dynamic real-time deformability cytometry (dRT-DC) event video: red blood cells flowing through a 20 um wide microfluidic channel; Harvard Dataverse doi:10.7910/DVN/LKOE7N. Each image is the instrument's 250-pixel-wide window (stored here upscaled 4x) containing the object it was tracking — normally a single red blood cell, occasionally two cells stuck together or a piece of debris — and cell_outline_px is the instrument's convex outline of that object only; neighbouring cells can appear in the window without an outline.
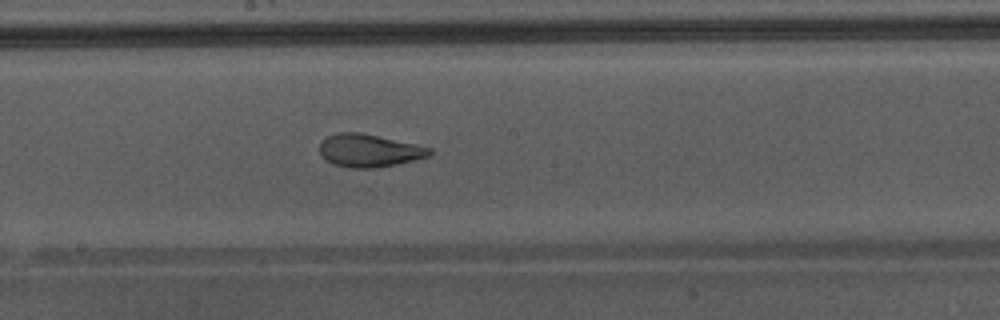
{"species": "Egyptian fruit bat (a non-hibernating species)", "species_latin": "Rousettus aegyptiacus", "temperature_condition": "warm", "stored_images_in_passage": 49, "camera_frame_rate_fps": 3000, "um_per_image_px": 0.085, "animal": {"sex": "male"}, "frame": {"image": 1, "passage_image": 28, "time_ms": 9.0, "image_size_px": [1000, 320], "cell_outline_px": [[432, 152], [428, 156], [396, 164], [372, 168], [352, 168], [336, 164], [320, 156], [320, 144], [328, 136], [336, 132], [360, 132], [416, 144], [432, 148]], "centroid_in_image_um": [31.37, 12.78], "position_along_channel_um": 216.8, "area_um2": 20.75}, "authors_computed_cell_mechanics": {"area_um2": 26.2412, "velocity_mm_per_s": 4.3376, "shape_relaxation_time_tau1_ms": 6.7839, "shape_relaxation_time_tau2_ms": 0.9824, "deformation_change_tau1": 0.2252, "deformation_change_tau2": 0.0728}}